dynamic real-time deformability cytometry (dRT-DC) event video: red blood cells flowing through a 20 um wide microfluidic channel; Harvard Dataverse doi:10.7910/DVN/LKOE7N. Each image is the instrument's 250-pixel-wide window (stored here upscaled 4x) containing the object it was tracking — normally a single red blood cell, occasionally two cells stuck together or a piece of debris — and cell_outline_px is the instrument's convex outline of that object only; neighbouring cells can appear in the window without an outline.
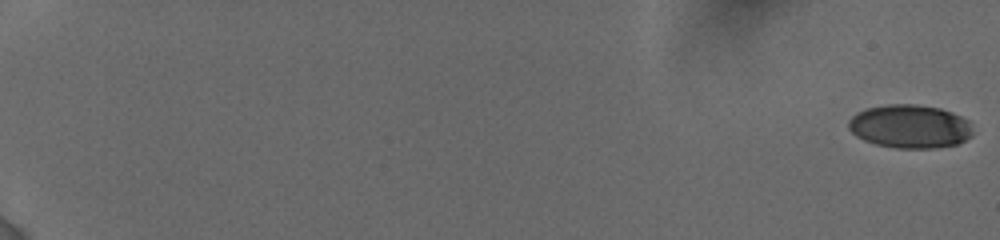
{"species": "human", "species_latin": "Homo sapiens", "temperature_condition": "cold", "stored_images_in_passage": 72, "camera_frame_rate_fps": 3000, "um_per_image_px": 0.085, "donor": {"sex": "female"}, "frame": {"image": 1, "passage_image": 1, "time_ms": 0.0, "image_size_px": [1000, 240], "cell_outline_px": [[972, 136], [956, 144], [932, 148], [896, 148], [876, 144], [864, 140], [856, 136], [848, 128], [848, 120], [856, 112], [868, 108], [888, 104], [916, 104], [940, 108], [952, 112], [968, 120], [972, 124]], "centroid_in_image_um": [77.34, 10.74], "position_along_channel_um": 7.7, "area_um2": 31.56}}
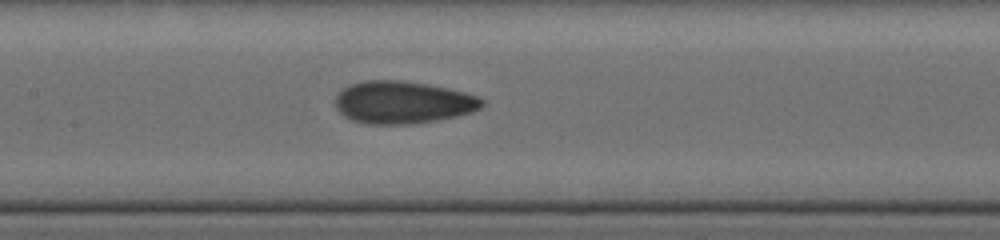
{"frame": {"image": 2, "passage_image": 40, "time_ms": 10.333, "image_size_px": [1000, 240], "cell_outline_px": [[484, 104], [480, 108], [472, 112], [456, 116], [436, 120], [412, 124], [368, 124], [352, 120], [344, 116], [336, 108], [336, 96], [348, 84], [364, 80], [404, 80], [428, 84], [448, 88], [464, 92], [476, 96], [484, 100]], "centroid_in_image_um": [34.23, 8.69], "position_along_channel_um": 173.2, "area_um2": 36.36}}
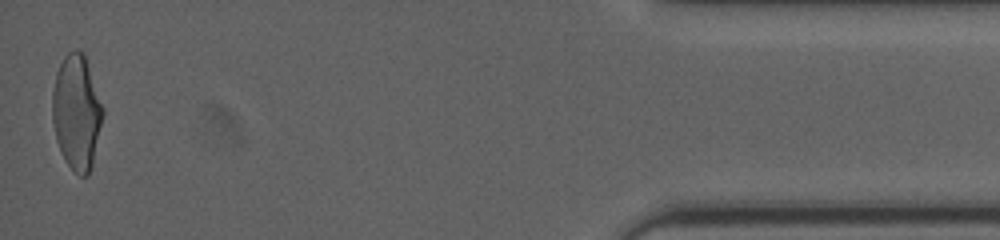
{"frame": {"image": 3, "passage_image": 72, "time_ms": 18.667, "image_size_px": [1000, 240], "cell_outline_px": [[104, 112], [92, 164], [88, 176], [80, 176], [68, 164], [56, 140], [52, 120], [52, 92], [56, 72], [64, 56], [68, 52], [84, 52], [104, 108]], "centroid_in_image_um": [6.51, 9.52], "position_along_channel_um": 428.7, "area_um2": 33.52}, "authors_computed_cell_mechanics": {"area_um2": 34.0442, "velocity_mm_per_s": 3.8532, "shape_relaxation_time_tau1_ms": 5.4013, "shape_relaxation_time_tau2_ms": 1.339, "deformation_change_tau1": 0.1753, "deformation_change_tau2": 0.0723}}